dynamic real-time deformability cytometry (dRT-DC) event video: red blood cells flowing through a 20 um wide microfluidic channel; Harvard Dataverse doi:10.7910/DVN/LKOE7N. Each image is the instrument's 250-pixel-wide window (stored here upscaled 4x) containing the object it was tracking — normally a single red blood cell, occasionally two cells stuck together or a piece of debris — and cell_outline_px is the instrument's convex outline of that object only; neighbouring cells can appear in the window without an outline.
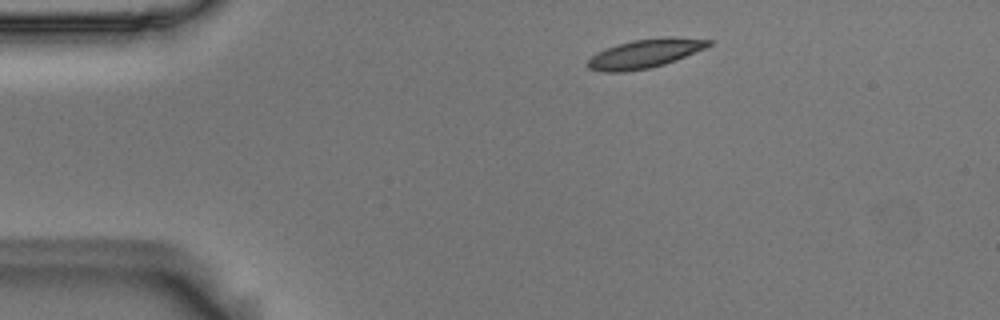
{"species": "Egyptian fruit bat (a non-hibernating species)", "species_latin": "Rousettus aegyptiacus", "temperature_condition": "room temperature", "stored_images_in_passage": 4, "segment_of_instrument_passage": [2, 2], "camera_frame_rate_fps": 3000, "um_per_image_px": 0.085, "animal": {"sex": "male"}, "frame": {"image": 1, "passage_image": 4, "time_ms": 1.0, "image_size_px": [1000, 320], "cell_outline_px": [[716, 40], [708, 48], [676, 60], [664, 64], [648, 68], [628, 72], [600, 72], [588, 68], [588, 60], [596, 52], [616, 44], [632, 40], [664, 36], [672, 36]], "centroid_in_image_um": [54.88, 4.53], "position_along_channel_um": 30.1, "area_um2": 20.81}}